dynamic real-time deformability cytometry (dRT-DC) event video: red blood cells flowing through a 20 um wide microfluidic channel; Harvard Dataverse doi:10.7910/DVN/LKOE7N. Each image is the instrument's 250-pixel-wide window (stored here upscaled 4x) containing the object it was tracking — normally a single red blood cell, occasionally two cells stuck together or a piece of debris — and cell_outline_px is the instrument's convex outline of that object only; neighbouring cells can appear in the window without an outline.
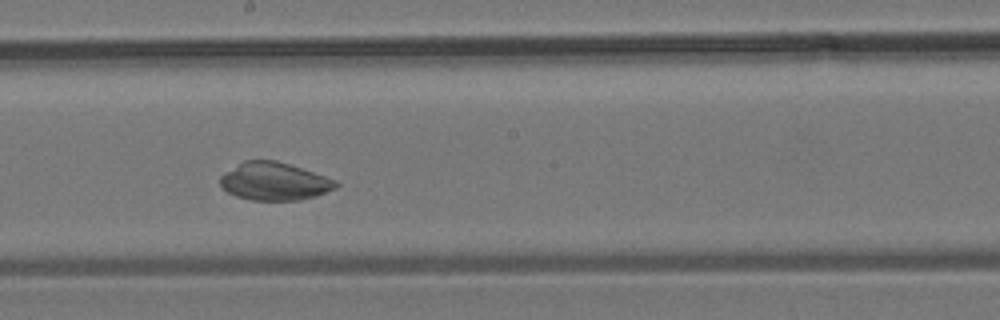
{"species": "common noctule bat (a hibernating species)", "species_latin": "Nyctalus noctula", "temperature_condition": "room temperature", "stored_images_in_passage": 39, "camera_frame_rate_fps": 3000, "um_per_image_px": 0.085, "animal": {"sex": "male", "body_mass_g": 19.2, "forearm_length_mm": 51.8}, "frame": {"image": 1, "passage_image": 20, "time_ms": 6.333, "image_size_px": [1000, 320], "cell_outline_px": [[340, 184], [336, 188], [316, 196], [300, 200], [252, 200], [236, 196], [228, 192], [220, 184], [220, 176], [224, 172], [244, 160], [276, 160], [336, 180]], "centroid_in_image_um": [23.31, 15.42], "position_along_channel_um": 224.9, "area_um2": 25.37}}
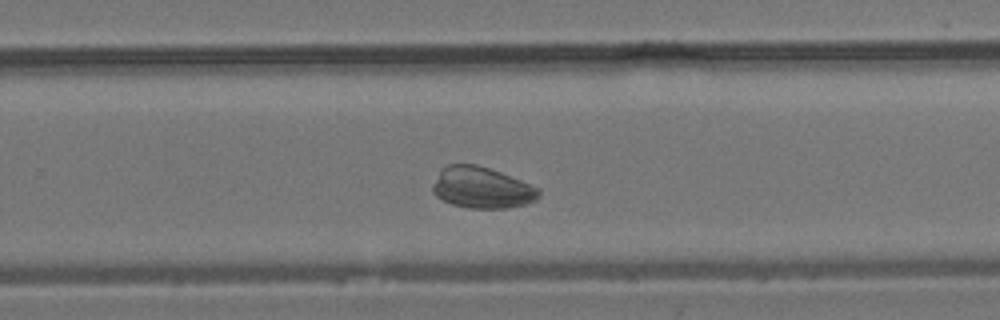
{"frame": {"image": 2, "passage_image": 24, "time_ms": 7.667, "image_size_px": [1000, 320], "cell_outline_px": [[540, 196], [536, 200], [524, 204], [508, 208], [468, 208], [452, 204], [436, 196], [432, 192], [432, 184], [440, 168], [448, 164], [476, 164], [500, 172], [540, 188]], "centroid_in_image_um": [40.93, 15.95], "position_along_channel_um": 288.9, "area_um2": 25.61}}
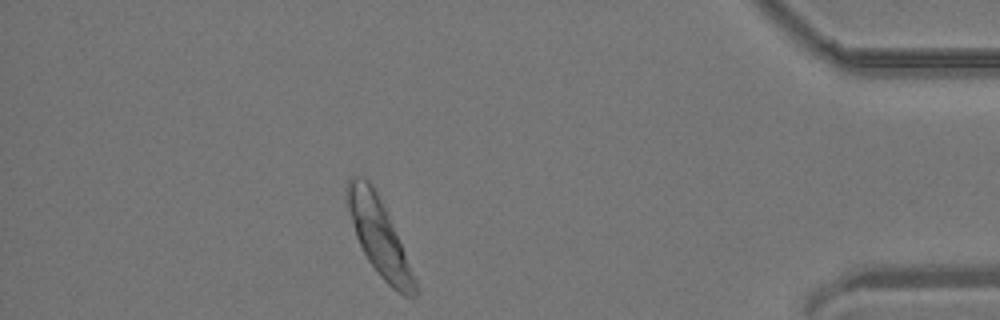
{"frame": {"image": 3, "passage_image": 34, "time_ms": 11.0, "image_size_px": [1000, 320], "cell_outline_px": [[420, 292], [416, 296], [404, 296], [396, 292], [376, 272], [368, 260], [356, 236], [344, 196], [344, 188], [348, 180], [352, 176], [364, 176], [372, 184], [388, 216], [420, 288]], "centroid_in_image_um": [32.2, 20.12], "position_along_channel_um": 403.0, "area_um2": 30.0}}